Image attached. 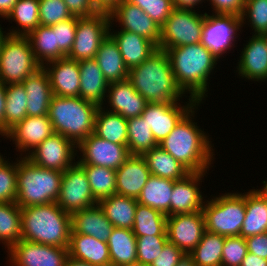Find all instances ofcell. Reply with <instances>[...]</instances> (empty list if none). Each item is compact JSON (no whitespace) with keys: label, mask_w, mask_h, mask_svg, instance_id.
Instances as JSON below:
<instances>
[{"label":"cell","mask_w":267,"mask_h":266,"mask_svg":"<svg viewBox=\"0 0 267 266\" xmlns=\"http://www.w3.org/2000/svg\"><path fill=\"white\" fill-rule=\"evenodd\" d=\"M71 228V234L89 235L99 241L107 242L114 226L107 219L99 204H96L72 213Z\"/></svg>","instance_id":"484cf974"},{"label":"cell","mask_w":267,"mask_h":266,"mask_svg":"<svg viewBox=\"0 0 267 266\" xmlns=\"http://www.w3.org/2000/svg\"><path fill=\"white\" fill-rule=\"evenodd\" d=\"M151 173L142 155H130L116 170V194L137 199Z\"/></svg>","instance_id":"cb8c5ba5"},{"label":"cell","mask_w":267,"mask_h":266,"mask_svg":"<svg viewBox=\"0 0 267 266\" xmlns=\"http://www.w3.org/2000/svg\"><path fill=\"white\" fill-rule=\"evenodd\" d=\"M198 103L175 126L159 146L190 172H207L214 163L215 152L211 137L197 122H193ZM210 166V167H209Z\"/></svg>","instance_id":"6da1fadb"},{"label":"cell","mask_w":267,"mask_h":266,"mask_svg":"<svg viewBox=\"0 0 267 266\" xmlns=\"http://www.w3.org/2000/svg\"><path fill=\"white\" fill-rule=\"evenodd\" d=\"M53 133L52 123L48 115H27L22 121L11 128L3 138L14 141L17 152H21L19 156L24 157Z\"/></svg>","instance_id":"d6986e66"},{"label":"cell","mask_w":267,"mask_h":266,"mask_svg":"<svg viewBox=\"0 0 267 266\" xmlns=\"http://www.w3.org/2000/svg\"><path fill=\"white\" fill-rule=\"evenodd\" d=\"M107 245L111 262L115 266L137 262L136 236L132 230L114 227Z\"/></svg>","instance_id":"d590c367"},{"label":"cell","mask_w":267,"mask_h":266,"mask_svg":"<svg viewBox=\"0 0 267 266\" xmlns=\"http://www.w3.org/2000/svg\"><path fill=\"white\" fill-rule=\"evenodd\" d=\"M77 16L53 25L56 48L66 57L69 55L75 40Z\"/></svg>","instance_id":"816d5d0a"},{"label":"cell","mask_w":267,"mask_h":266,"mask_svg":"<svg viewBox=\"0 0 267 266\" xmlns=\"http://www.w3.org/2000/svg\"><path fill=\"white\" fill-rule=\"evenodd\" d=\"M189 101L184 106L180 103H148L142 113L143 119L151 128L152 134L160 144L175 128L178 122L198 104L196 100L187 96ZM180 104V105H179Z\"/></svg>","instance_id":"2e32d148"},{"label":"cell","mask_w":267,"mask_h":266,"mask_svg":"<svg viewBox=\"0 0 267 266\" xmlns=\"http://www.w3.org/2000/svg\"><path fill=\"white\" fill-rule=\"evenodd\" d=\"M97 266H115L112 262L107 263V264H102V265H97Z\"/></svg>","instance_id":"89a4df30"},{"label":"cell","mask_w":267,"mask_h":266,"mask_svg":"<svg viewBox=\"0 0 267 266\" xmlns=\"http://www.w3.org/2000/svg\"><path fill=\"white\" fill-rule=\"evenodd\" d=\"M206 0H173V6L176 9H196L195 6H198L202 2L205 3Z\"/></svg>","instance_id":"91938a15"},{"label":"cell","mask_w":267,"mask_h":266,"mask_svg":"<svg viewBox=\"0 0 267 266\" xmlns=\"http://www.w3.org/2000/svg\"><path fill=\"white\" fill-rule=\"evenodd\" d=\"M63 0H39V22L41 26H52L72 18Z\"/></svg>","instance_id":"c3c4849f"},{"label":"cell","mask_w":267,"mask_h":266,"mask_svg":"<svg viewBox=\"0 0 267 266\" xmlns=\"http://www.w3.org/2000/svg\"><path fill=\"white\" fill-rule=\"evenodd\" d=\"M36 61L44 64L64 58L65 56L56 48L55 32L52 26H37L27 36Z\"/></svg>","instance_id":"8d00e7d4"},{"label":"cell","mask_w":267,"mask_h":266,"mask_svg":"<svg viewBox=\"0 0 267 266\" xmlns=\"http://www.w3.org/2000/svg\"><path fill=\"white\" fill-rule=\"evenodd\" d=\"M245 209L240 236L247 238L267 232V198L259 189L245 192Z\"/></svg>","instance_id":"f546056e"},{"label":"cell","mask_w":267,"mask_h":266,"mask_svg":"<svg viewBox=\"0 0 267 266\" xmlns=\"http://www.w3.org/2000/svg\"><path fill=\"white\" fill-rule=\"evenodd\" d=\"M248 252L267 260V232L245 238Z\"/></svg>","instance_id":"9f6ffc18"},{"label":"cell","mask_w":267,"mask_h":266,"mask_svg":"<svg viewBox=\"0 0 267 266\" xmlns=\"http://www.w3.org/2000/svg\"><path fill=\"white\" fill-rule=\"evenodd\" d=\"M27 94V115H48L50 101L53 96L49 77L43 67L28 76L22 82Z\"/></svg>","instance_id":"83f0119b"},{"label":"cell","mask_w":267,"mask_h":266,"mask_svg":"<svg viewBox=\"0 0 267 266\" xmlns=\"http://www.w3.org/2000/svg\"><path fill=\"white\" fill-rule=\"evenodd\" d=\"M137 200L119 194L101 199L98 204L114 227L132 230Z\"/></svg>","instance_id":"d6a6232c"},{"label":"cell","mask_w":267,"mask_h":266,"mask_svg":"<svg viewBox=\"0 0 267 266\" xmlns=\"http://www.w3.org/2000/svg\"><path fill=\"white\" fill-rule=\"evenodd\" d=\"M27 116V94L22 83L6 85L5 134Z\"/></svg>","instance_id":"7bdbcfd3"},{"label":"cell","mask_w":267,"mask_h":266,"mask_svg":"<svg viewBox=\"0 0 267 266\" xmlns=\"http://www.w3.org/2000/svg\"><path fill=\"white\" fill-rule=\"evenodd\" d=\"M196 11L174 8L160 28L158 49L167 51L174 47L201 43L205 13Z\"/></svg>","instance_id":"9c48e42d"},{"label":"cell","mask_w":267,"mask_h":266,"mask_svg":"<svg viewBox=\"0 0 267 266\" xmlns=\"http://www.w3.org/2000/svg\"><path fill=\"white\" fill-rule=\"evenodd\" d=\"M205 231L202 210L167 216L168 241L185 254H189L198 245Z\"/></svg>","instance_id":"e0dca14e"},{"label":"cell","mask_w":267,"mask_h":266,"mask_svg":"<svg viewBox=\"0 0 267 266\" xmlns=\"http://www.w3.org/2000/svg\"><path fill=\"white\" fill-rule=\"evenodd\" d=\"M242 49L238 66V76L252 81L267 80V45L261 35H252Z\"/></svg>","instance_id":"603a6c76"},{"label":"cell","mask_w":267,"mask_h":266,"mask_svg":"<svg viewBox=\"0 0 267 266\" xmlns=\"http://www.w3.org/2000/svg\"><path fill=\"white\" fill-rule=\"evenodd\" d=\"M110 23L109 12L106 11L77 16L75 40L67 57L76 61L95 58L100 44L109 34Z\"/></svg>","instance_id":"30bf717a"},{"label":"cell","mask_w":267,"mask_h":266,"mask_svg":"<svg viewBox=\"0 0 267 266\" xmlns=\"http://www.w3.org/2000/svg\"><path fill=\"white\" fill-rule=\"evenodd\" d=\"M5 33H6V31L4 32L1 25H0V44L2 42V39L7 35Z\"/></svg>","instance_id":"003e7915"},{"label":"cell","mask_w":267,"mask_h":266,"mask_svg":"<svg viewBox=\"0 0 267 266\" xmlns=\"http://www.w3.org/2000/svg\"><path fill=\"white\" fill-rule=\"evenodd\" d=\"M68 254L93 266L111 262L107 242L84 234H70Z\"/></svg>","instance_id":"f1b7e54d"},{"label":"cell","mask_w":267,"mask_h":266,"mask_svg":"<svg viewBox=\"0 0 267 266\" xmlns=\"http://www.w3.org/2000/svg\"><path fill=\"white\" fill-rule=\"evenodd\" d=\"M42 66L36 61L26 36L6 35L0 44V81L22 83Z\"/></svg>","instance_id":"ba28073f"},{"label":"cell","mask_w":267,"mask_h":266,"mask_svg":"<svg viewBox=\"0 0 267 266\" xmlns=\"http://www.w3.org/2000/svg\"><path fill=\"white\" fill-rule=\"evenodd\" d=\"M122 0H92L99 11L110 12Z\"/></svg>","instance_id":"94428289"},{"label":"cell","mask_w":267,"mask_h":266,"mask_svg":"<svg viewBox=\"0 0 267 266\" xmlns=\"http://www.w3.org/2000/svg\"><path fill=\"white\" fill-rule=\"evenodd\" d=\"M21 239L56 247L69 246L71 214L56 202L21 208Z\"/></svg>","instance_id":"277c9868"},{"label":"cell","mask_w":267,"mask_h":266,"mask_svg":"<svg viewBox=\"0 0 267 266\" xmlns=\"http://www.w3.org/2000/svg\"><path fill=\"white\" fill-rule=\"evenodd\" d=\"M123 266H147V265H143L142 263L135 262V263L126 264V265H123Z\"/></svg>","instance_id":"a7ac6f4b"},{"label":"cell","mask_w":267,"mask_h":266,"mask_svg":"<svg viewBox=\"0 0 267 266\" xmlns=\"http://www.w3.org/2000/svg\"><path fill=\"white\" fill-rule=\"evenodd\" d=\"M48 74L53 95L61 97H79L80 69L79 61L60 58L42 66Z\"/></svg>","instance_id":"44dd1931"},{"label":"cell","mask_w":267,"mask_h":266,"mask_svg":"<svg viewBox=\"0 0 267 266\" xmlns=\"http://www.w3.org/2000/svg\"><path fill=\"white\" fill-rule=\"evenodd\" d=\"M174 180L151 175L136 199L139 204L149 206L170 216V201Z\"/></svg>","instance_id":"1f68e13d"},{"label":"cell","mask_w":267,"mask_h":266,"mask_svg":"<svg viewBox=\"0 0 267 266\" xmlns=\"http://www.w3.org/2000/svg\"><path fill=\"white\" fill-rule=\"evenodd\" d=\"M140 7L158 26H162L174 9L173 0H126Z\"/></svg>","instance_id":"681fc988"},{"label":"cell","mask_w":267,"mask_h":266,"mask_svg":"<svg viewBox=\"0 0 267 266\" xmlns=\"http://www.w3.org/2000/svg\"><path fill=\"white\" fill-rule=\"evenodd\" d=\"M95 59L109 84L128 79L129 69L115 40L109 34L100 44Z\"/></svg>","instance_id":"4dcf8cb0"},{"label":"cell","mask_w":267,"mask_h":266,"mask_svg":"<svg viewBox=\"0 0 267 266\" xmlns=\"http://www.w3.org/2000/svg\"><path fill=\"white\" fill-rule=\"evenodd\" d=\"M240 17L235 15L212 14L205 12V23L202 29V44L220 59L235 45L241 32ZM238 35V36H236ZM228 50V51H227Z\"/></svg>","instance_id":"7c38bea8"},{"label":"cell","mask_w":267,"mask_h":266,"mask_svg":"<svg viewBox=\"0 0 267 266\" xmlns=\"http://www.w3.org/2000/svg\"><path fill=\"white\" fill-rule=\"evenodd\" d=\"M224 242L225 236L205 231L189 255L197 266H221Z\"/></svg>","instance_id":"60d3db41"},{"label":"cell","mask_w":267,"mask_h":266,"mask_svg":"<svg viewBox=\"0 0 267 266\" xmlns=\"http://www.w3.org/2000/svg\"><path fill=\"white\" fill-rule=\"evenodd\" d=\"M128 79L148 103H175L185 96L176 83L167 52L161 49L130 69Z\"/></svg>","instance_id":"3957f363"},{"label":"cell","mask_w":267,"mask_h":266,"mask_svg":"<svg viewBox=\"0 0 267 266\" xmlns=\"http://www.w3.org/2000/svg\"><path fill=\"white\" fill-rule=\"evenodd\" d=\"M212 197L202 209L206 231L225 237L239 236L246 214L245 192Z\"/></svg>","instance_id":"52a82bcc"},{"label":"cell","mask_w":267,"mask_h":266,"mask_svg":"<svg viewBox=\"0 0 267 266\" xmlns=\"http://www.w3.org/2000/svg\"><path fill=\"white\" fill-rule=\"evenodd\" d=\"M10 266H65L68 248L21 239L8 251Z\"/></svg>","instance_id":"9a60e30c"},{"label":"cell","mask_w":267,"mask_h":266,"mask_svg":"<svg viewBox=\"0 0 267 266\" xmlns=\"http://www.w3.org/2000/svg\"><path fill=\"white\" fill-rule=\"evenodd\" d=\"M262 183L264 184V186L259 190L267 198V180L263 181Z\"/></svg>","instance_id":"03108f58"},{"label":"cell","mask_w":267,"mask_h":266,"mask_svg":"<svg viewBox=\"0 0 267 266\" xmlns=\"http://www.w3.org/2000/svg\"><path fill=\"white\" fill-rule=\"evenodd\" d=\"M5 159H6L5 156H4V158H3V155L0 153V164H1Z\"/></svg>","instance_id":"8c879c8a"},{"label":"cell","mask_w":267,"mask_h":266,"mask_svg":"<svg viewBox=\"0 0 267 266\" xmlns=\"http://www.w3.org/2000/svg\"><path fill=\"white\" fill-rule=\"evenodd\" d=\"M166 52L178 87L202 103L208 94V80L219 59L202 43L174 47Z\"/></svg>","instance_id":"7a4b0ae2"},{"label":"cell","mask_w":267,"mask_h":266,"mask_svg":"<svg viewBox=\"0 0 267 266\" xmlns=\"http://www.w3.org/2000/svg\"><path fill=\"white\" fill-rule=\"evenodd\" d=\"M77 154V146L72 141L53 133L25 157L37 166L64 172L76 162Z\"/></svg>","instance_id":"4fadbf2b"},{"label":"cell","mask_w":267,"mask_h":266,"mask_svg":"<svg viewBox=\"0 0 267 266\" xmlns=\"http://www.w3.org/2000/svg\"><path fill=\"white\" fill-rule=\"evenodd\" d=\"M98 108L95 103L81 97L53 95L48 109V118L54 133L63 135L77 146L94 133Z\"/></svg>","instance_id":"5b68a950"},{"label":"cell","mask_w":267,"mask_h":266,"mask_svg":"<svg viewBox=\"0 0 267 266\" xmlns=\"http://www.w3.org/2000/svg\"><path fill=\"white\" fill-rule=\"evenodd\" d=\"M132 232L136 237L167 235V216L149 206L137 203Z\"/></svg>","instance_id":"f35d334b"},{"label":"cell","mask_w":267,"mask_h":266,"mask_svg":"<svg viewBox=\"0 0 267 266\" xmlns=\"http://www.w3.org/2000/svg\"><path fill=\"white\" fill-rule=\"evenodd\" d=\"M127 147L130 155H143L159 144L142 116L127 120Z\"/></svg>","instance_id":"b9f144b4"},{"label":"cell","mask_w":267,"mask_h":266,"mask_svg":"<svg viewBox=\"0 0 267 266\" xmlns=\"http://www.w3.org/2000/svg\"><path fill=\"white\" fill-rule=\"evenodd\" d=\"M109 17L112 24L114 21L119 23L120 30L141 35L159 47L161 27L140 7L122 0L109 12Z\"/></svg>","instance_id":"ac0fdd59"},{"label":"cell","mask_w":267,"mask_h":266,"mask_svg":"<svg viewBox=\"0 0 267 266\" xmlns=\"http://www.w3.org/2000/svg\"><path fill=\"white\" fill-rule=\"evenodd\" d=\"M56 203L69 214L98 204L86 172L77 161L63 172Z\"/></svg>","instance_id":"8fae6325"},{"label":"cell","mask_w":267,"mask_h":266,"mask_svg":"<svg viewBox=\"0 0 267 266\" xmlns=\"http://www.w3.org/2000/svg\"><path fill=\"white\" fill-rule=\"evenodd\" d=\"M185 253L173 243L167 241L161 253L150 266H176Z\"/></svg>","instance_id":"f5cc1de1"},{"label":"cell","mask_w":267,"mask_h":266,"mask_svg":"<svg viewBox=\"0 0 267 266\" xmlns=\"http://www.w3.org/2000/svg\"><path fill=\"white\" fill-rule=\"evenodd\" d=\"M167 241V235H145L136 237L137 262L150 266L161 253Z\"/></svg>","instance_id":"7dc6e473"},{"label":"cell","mask_w":267,"mask_h":266,"mask_svg":"<svg viewBox=\"0 0 267 266\" xmlns=\"http://www.w3.org/2000/svg\"><path fill=\"white\" fill-rule=\"evenodd\" d=\"M18 0H0V17L6 18Z\"/></svg>","instance_id":"6125c7cd"},{"label":"cell","mask_w":267,"mask_h":266,"mask_svg":"<svg viewBox=\"0 0 267 266\" xmlns=\"http://www.w3.org/2000/svg\"><path fill=\"white\" fill-rule=\"evenodd\" d=\"M5 19L9 20V22L10 20L15 21L18 25L16 29H9V32L6 33L7 35L27 36L40 25L39 0H18Z\"/></svg>","instance_id":"74e56055"},{"label":"cell","mask_w":267,"mask_h":266,"mask_svg":"<svg viewBox=\"0 0 267 266\" xmlns=\"http://www.w3.org/2000/svg\"><path fill=\"white\" fill-rule=\"evenodd\" d=\"M213 9L212 14L235 15L240 17L246 0H207Z\"/></svg>","instance_id":"db71d44e"},{"label":"cell","mask_w":267,"mask_h":266,"mask_svg":"<svg viewBox=\"0 0 267 266\" xmlns=\"http://www.w3.org/2000/svg\"><path fill=\"white\" fill-rule=\"evenodd\" d=\"M73 16L83 17L94 15L99 10L92 0H63Z\"/></svg>","instance_id":"11a10c76"},{"label":"cell","mask_w":267,"mask_h":266,"mask_svg":"<svg viewBox=\"0 0 267 266\" xmlns=\"http://www.w3.org/2000/svg\"><path fill=\"white\" fill-rule=\"evenodd\" d=\"M106 100L110 112L118 113L125 119L141 116L148 101L138 93L129 79L108 85Z\"/></svg>","instance_id":"7402d4cb"},{"label":"cell","mask_w":267,"mask_h":266,"mask_svg":"<svg viewBox=\"0 0 267 266\" xmlns=\"http://www.w3.org/2000/svg\"><path fill=\"white\" fill-rule=\"evenodd\" d=\"M78 163L80 165H96L117 170L130 156L127 145L104 140L94 133L77 145ZM82 155V156H81Z\"/></svg>","instance_id":"5bb4252c"},{"label":"cell","mask_w":267,"mask_h":266,"mask_svg":"<svg viewBox=\"0 0 267 266\" xmlns=\"http://www.w3.org/2000/svg\"><path fill=\"white\" fill-rule=\"evenodd\" d=\"M207 172H191L185 178L174 181L170 216L201 211L206 200L200 190V182ZM205 200V201H204Z\"/></svg>","instance_id":"ffe728a7"},{"label":"cell","mask_w":267,"mask_h":266,"mask_svg":"<svg viewBox=\"0 0 267 266\" xmlns=\"http://www.w3.org/2000/svg\"><path fill=\"white\" fill-rule=\"evenodd\" d=\"M81 166L86 172L92 194L97 202L116 194V170L96 165Z\"/></svg>","instance_id":"ee69618b"},{"label":"cell","mask_w":267,"mask_h":266,"mask_svg":"<svg viewBox=\"0 0 267 266\" xmlns=\"http://www.w3.org/2000/svg\"><path fill=\"white\" fill-rule=\"evenodd\" d=\"M106 110V111H105ZM127 119L99 106L95 116L94 134L109 142L127 145Z\"/></svg>","instance_id":"e575fe53"},{"label":"cell","mask_w":267,"mask_h":266,"mask_svg":"<svg viewBox=\"0 0 267 266\" xmlns=\"http://www.w3.org/2000/svg\"><path fill=\"white\" fill-rule=\"evenodd\" d=\"M13 163L5 159L0 164V203L16 202L18 158Z\"/></svg>","instance_id":"bcb514c9"},{"label":"cell","mask_w":267,"mask_h":266,"mask_svg":"<svg viewBox=\"0 0 267 266\" xmlns=\"http://www.w3.org/2000/svg\"><path fill=\"white\" fill-rule=\"evenodd\" d=\"M240 20L241 27L248 22V26L250 25L251 29L253 28L252 31H254L252 35H263L266 33L267 0H246Z\"/></svg>","instance_id":"f6af8a7d"},{"label":"cell","mask_w":267,"mask_h":266,"mask_svg":"<svg viewBox=\"0 0 267 266\" xmlns=\"http://www.w3.org/2000/svg\"><path fill=\"white\" fill-rule=\"evenodd\" d=\"M263 38H264V40H265V42H266V45H267V32L266 33H264L263 35H261Z\"/></svg>","instance_id":"2644e50d"},{"label":"cell","mask_w":267,"mask_h":266,"mask_svg":"<svg viewBox=\"0 0 267 266\" xmlns=\"http://www.w3.org/2000/svg\"><path fill=\"white\" fill-rule=\"evenodd\" d=\"M247 253L245 238L240 235L225 237L221 266H240Z\"/></svg>","instance_id":"f907efd6"},{"label":"cell","mask_w":267,"mask_h":266,"mask_svg":"<svg viewBox=\"0 0 267 266\" xmlns=\"http://www.w3.org/2000/svg\"><path fill=\"white\" fill-rule=\"evenodd\" d=\"M6 85L0 81V135H5Z\"/></svg>","instance_id":"6f0895ef"},{"label":"cell","mask_w":267,"mask_h":266,"mask_svg":"<svg viewBox=\"0 0 267 266\" xmlns=\"http://www.w3.org/2000/svg\"><path fill=\"white\" fill-rule=\"evenodd\" d=\"M142 156L146 160L148 169L153 176L178 181L191 173L159 145L145 152Z\"/></svg>","instance_id":"836d02e7"},{"label":"cell","mask_w":267,"mask_h":266,"mask_svg":"<svg viewBox=\"0 0 267 266\" xmlns=\"http://www.w3.org/2000/svg\"><path fill=\"white\" fill-rule=\"evenodd\" d=\"M19 158L16 203L24 208L56 202L63 172L37 166L25 156Z\"/></svg>","instance_id":"8992f818"},{"label":"cell","mask_w":267,"mask_h":266,"mask_svg":"<svg viewBox=\"0 0 267 266\" xmlns=\"http://www.w3.org/2000/svg\"><path fill=\"white\" fill-rule=\"evenodd\" d=\"M112 25L114 23H110L109 35L115 40L129 70L139 66L158 49L152 41L136 33L125 30L111 31L114 30L111 29Z\"/></svg>","instance_id":"d4e9b609"},{"label":"cell","mask_w":267,"mask_h":266,"mask_svg":"<svg viewBox=\"0 0 267 266\" xmlns=\"http://www.w3.org/2000/svg\"><path fill=\"white\" fill-rule=\"evenodd\" d=\"M176 266H197L189 254H185Z\"/></svg>","instance_id":"e7e4bbea"},{"label":"cell","mask_w":267,"mask_h":266,"mask_svg":"<svg viewBox=\"0 0 267 266\" xmlns=\"http://www.w3.org/2000/svg\"><path fill=\"white\" fill-rule=\"evenodd\" d=\"M21 228V207L16 202L0 203V241L7 250L21 240Z\"/></svg>","instance_id":"ab89813d"},{"label":"cell","mask_w":267,"mask_h":266,"mask_svg":"<svg viewBox=\"0 0 267 266\" xmlns=\"http://www.w3.org/2000/svg\"><path fill=\"white\" fill-rule=\"evenodd\" d=\"M65 266H93L87 262H84V261H81V260H77V259H74L70 256H68L67 260H66V263H65Z\"/></svg>","instance_id":"be15d7a7"},{"label":"cell","mask_w":267,"mask_h":266,"mask_svg":"<svg viewBox=\"0 0 267 266\" xmlns=\"http://www.w3.org/2000/svg\"><path fill=\"white\" fill-rule=\"evenodd\" d=\"M240 266H267V260L248 252Z\"/></svg>","instance_id":"680465c9"},{"label":"cell","mask_w":267,"mask_h":266,"mask_svg":"<svg viewBox=\"0 0 267 266\" xmlns=\"http://www.w3.org/2000/svg\"><path fill=\"white\" fill-rule=\"evenodd\" d=\"M79 69L81 78L79 97L98 106L107 104L104 101L106 102L109 83L105 80L96 59L79 61Z\"/></svg>","instance_id":"4316f807"}]
</instances>
